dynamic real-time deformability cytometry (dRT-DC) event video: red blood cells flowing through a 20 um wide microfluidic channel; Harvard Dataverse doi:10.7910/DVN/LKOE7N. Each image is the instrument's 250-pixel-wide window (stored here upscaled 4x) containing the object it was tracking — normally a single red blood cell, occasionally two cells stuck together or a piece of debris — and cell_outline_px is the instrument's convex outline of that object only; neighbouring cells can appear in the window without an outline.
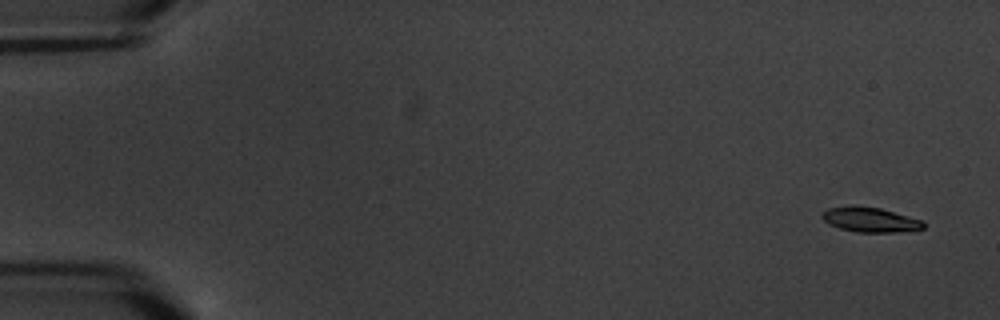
{"species": "common noctule bat (a hibernating species)", "species_latin": "Nyctalus noctula", "temperature_condition": "warm", "stored_images_in_passage": 5, "camera_frame_rate_fps": 3000, "um_per_image_px": 0.085, "animal": {"sex": "male", "body_mass_g": 20.1, "forearm_length_mm": 53.5}, "frame": {"image": 1, "passage_image": 1, "time_ms": 0.0, "image_size_px": [1000, 320], "cell_outline_px": [[924, 228], [896, 232], [856, 232], [840, 228], [828, 224], [820, 216], [828, 208], [856, 204], [880, 208], [924, 220]], "centroid_in_image_um": [73.95, 18.65], "position_along_channel_um": 11.1, "area_um2": 14.8}}
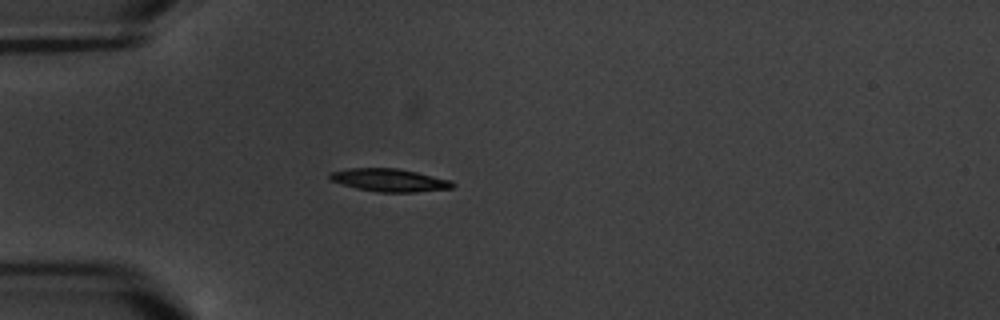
{"frame": {"image": 2, "passage_image": 5, "time_ms": 5.0, "image_size_px": [1000, 320], "cell_outline_px": [[456, 184], [452, 188], [416, 192], [376, 192], [356, 188], [332, 180], [328, 176], [328, 172], [348, 168], [396, 168], [416, 172], [452, 180]], "centroid_in_image_um": [33.11, 15.31], "position_along_channel_um": 51.9, "area_um2": 16.36}}